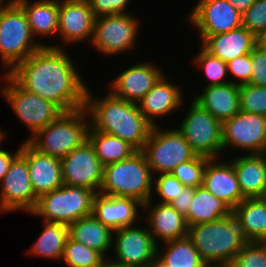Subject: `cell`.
<instances>
[{
    "instance_id": "38",
    "label": "cell",
    "mask_w": 266,
    "mask_h": 267,
    "mask_svg": "<svg viewBox=\"0 0 266 267\" xmlns=\"http://www.w3.org/2000/svg\"><path fill=\"white\" fill-rule=\"evenodd\" d=\"M226 267H266V242L245 244Z\"/></svg>"
},
{
    "instance_id": "37",
    "label": "cell",
    "mask_w": 266,
    "mask_h": 267,
    "mask_svg": "<svg viewBox=\"0 0 266 267\" xmlns=\"http://www.w3.org/2000/svg\"><path fill=\"white\" fill-rule=\"evenodd\" d=\"M240 111L266 116V87L252 84L239 86Z\"/></svg>"
},
{
    "instance_id": "42",
    "label": "cell",
    "mask_w": 266,
    "mask_h": 267,
    "mask_svg": "<svg viewBox=\"0 0 266 267\" xmlns=\"http://www.w3.org/2000/svg\"><path fill=\"white\" fill-rule=\"evenodd\" d=\"M131 0H88L95 18L114 14L131 13L128 6Z\"/></svg>"
},
{
    "instance_id": "18",
    "label": "cell",
    "mask_w": 266,
    "mask_h": 267,
    "mask_svg": "<svg viewBox=\"0 0 266 267\" xmlns=\"http://www.w3.org/2000/svg\"><path fill=\"white\" fill-rule=\"evenodd\" d=\"M95 17L88 0H59V19L57 37L63 43L76 42L90 44L93 37Z\"/></svg>"
},
{
    "instance_id": "4",
    "label": "cell",
    "mask_w": 266,
    "mask_h": 267,
    "mask_svg": "<svg viewBox=\"0 0 266 267\" xmlns=\"http://www.w3.org/2000/svg\"><path fill=\"white\" fill-rule=\"evenodd\" d=\"M153 174L141 150L129 158L103 166L99 194L133 198L145 204L152 198Z\"/></svg>"
},
{
    "instance_id": "33",
    "label": "cell",
    "mask_w": 266,
    "mask_h": 267,
    "mask_svg": "<svg viewBox=\"0 0 266 267\" xmlns=\"http://www.w3.org/2000/svg\"><path fill=\"white\" fill-rule=\"evenodd\" d=\"M163 244L157 245L156 256L168 267H200L204 264L188 237L169 240Z\"/></svg>"
},
{
    "instance_id": "24",
    "label": "cell",
    "mask_w": 266,
    "mask_h": 267,
    "mask_svg": "<svg viewBox=\"0 0 266 267\" xmlns=\"http://www.w3.org/2000/svg\"><path fill=\"white\" fill-rule=\"evenodd\" d=\"M256 45L257 37L243 25L225 33L207 36L200 43L207 52L226 63L250 53Z\"/></svg>"
},
{
    "instance_id": "32",
    "label": "cell",
    "mask_w": 266,
    "mask_h": 267,
    "mask_svg": "<svg viewBox=\"0 0 266 267\" xmlns=\"http://www.w3.org/2000/svg\"><path fill=\"white\" fill-rule=\"evenodd\" d=\"M87 140L93 146L101 164L106 166L129 158L137 150L128 142L89 127Z\"/></svg>"
},
{
    "instance_id": "25",
    "label": "cell",
    "mask_w": 266,
    "mask_h": 267,
    "mask_svg": "<svg viewBox=\"0 0 266 267\" xmlns=\"http://www.w3.org/2000/svg\"><path fill=\"white\" fill-rule=\"evenodd\" d=\"M230 158L245 198L266 197V153Z\"/></svg>"
},
{
    "instance_id": "47",
    "label": "cell",
    "mask_w": 266,
    "mask_h": 267,
    "mask_svg": "<svg viewBox=\"0 0 266 267\" xmlns=\"http://www.w3.org/2000/svg\"><path fill=\"white\" fill-rule=\"evenodd\" d=\"M257 45L266 51V30L257 37Z\"/></svg>"
},
{
    "instance_id": "6",
    "label": "cell",
    "mask_w": 266,
    "mask_h": 267,
    "mask_svg": "<svg viewBox=\"0 0 266 267\" xmlns=\"http://www.w3.org/2000/svg\"><path fill=\"white\" fill-rule=\"evenodd\" d=\"M36 40L18 4L0 6V59L6 73L42 46H48Z\"/></svg>"
},
{
    "instance_id": "10",
    "label": "cell",
    "mask_w": 266,
    "mask_h": 267,
    "mask_svg": "<svg viewBox=\"0 0 266 267\" xmlns=\"http://www.w3.org/2000/svg\"><path fill=\"white\" fill-rule=\"evenodd\" d=\"M140 22L132 12L97 17L90 46L110 58L130 52L136 49Z\"/></svg>"
},
{
    "instance_id": "11",
    "label": "cell",
    "mask_w": 266,
    "mask_h": 267,
    "mask_svg": "<svg viewBox=\"0 0 266 267\" xmlns=\"http://www.w3.org/2000/svg\"><path fill=\"white\" fill-rule=\"evenodd\" d=\"M188 107L189 111L176 129L196 155L210 159L221 158L222 123L194 100Z\"/></svg>"
},
{
    "instance_id": "21",
    "label": "cell",
    "mask_w": 266,
    "mask_h": 267,
    "mask_svg": "<svg viewBox=\"0 0 266 267\" xmlns=\"http://www.w3.org/2000/svg\"><path fill=\"white\" fill-rule=\"evenodd\" d=\"M165 73L155 83L152 89L137 103L139 111L153 125L157 123L158 118L171 116L173 112L179 110L184 102V93L179 84L169 82ZM176 110V111H175Z\"/></svg>"
},
{
    "instance_id": "3",
    "label": "cell",
    "mask_w": 266,
    "mask_h": 267,
    "mask_svg": "<svg viewBox=\"0 0 266 267\" xmlns=\"http://www.w3.org/2000/svg\"><path fill=\"white\" fill-rule=\"evenodd\" d=\"M187 237L204 263L225 267L245 244L251 243L241 219L233 210L218 220L188 226Z\"/></svg>"
},
{
    "instance_id": "34",
    "label": "cell",
    "mask_w": 266,
    "mask_h": 267,
    "mask_svg": "<svg viewBox=\"0 0 266 267\" xmlns=\"http://www.w3.org/2000/svg\"><path fill=\"white\" fill-rule=\"evenodd\" d=\"M61 261L67 267H100L106 259L96 250L69 237Z\"/></svg>"
},
{
    "instance_id": "36",
    "label": "cell",
    "mask_w": 266,
    "mask_h": 267,
    "mask_svg": "<svg viewBox=\"0 0 266 267\" xmlns=\"http://www.w3.org/2000/svg\"><path fill=\"white\" fill-rule=\"evenodd\" d=\"M209 160L210 158L196 155L193 159L175 167L171 174L184 186L197 188L203 185V174Z\"/></svg>"
},
{
    "instance_id": "49",
    "label": "cell",
    "mask_w": 266,
    "mask_h": 267,
    "mask_svg": "<svg viewBox=\"0 0 266 267\" xmlns=\"http://www.w3.org/2000/svg\"><path fill=\"white\" fill-rule=\"evenodd\" d=\"M19 0H0V6L17 4Z\"/></svg>"
},
{
    "instance_id": "14",
    "label": "cell",
    "mask_w": 266,
    "mask_h": 267,
    "mask_svg": "<svg viewBox=\"0 0 266 267\" xmlns=\"http://www.w3.org/2000/svg\"><path fill=\"white\" fill-rule=\"evenodd\" d=\"M0 185V214L20 210L29 214L34 210L38 198L32 188L26 156L21 151Z\"/></svg>"
},
{
    "instance_id": "15",
    "label": "cell",
    "mask_w": 266,
    "mask_h": 267,
    "mask_svg": "<svg viewBox=\"0 0 266 267\" xmlns=\"http://www.w3.org/2000/svg\"><path fill=\"white\" fill-rule=\"evenodd\" d=\"M186 20L198 29L201 43L207 36L240 27L242 14L227 0H198Z\"/></svg>"
},
{
    "instance_id": "12",
    "label": "cell",
    "mask_w": 266,
    "mask_h": 267,
    "mask_svg": "<svg viewBox=\"0 0 266 267\" xmlns=\"http://www.w3.org/2000/svg\"><path fill=\"white\" fill-rule=\"evenodd\" d=\"M113 254L108 261L119 267H148L157 255V244L146 226L134 225L113 231Z\"/></svg>"
},
{
    "instance_id": "52",
    "label": "cell",
    "mask_w": 266,
    "mask_h": 267,
    "mask_svg": "<svg viewBox=\"0 0 266 267\" xmlns=\"http://www.w3.org/2000/svg\"><path fill=\"white\" fill-rule=\"evenodd\" d=\"M6 132H4L1 128H0V144L2 143V141H4V138H6Z\"/></svg>"
},
{
    "instance_id": "7",
    "label": "cell",
    "mask_w": 266,
    "mask_h": 267,
    "mask_svg": "<svg viewBox=\"0 0 266 267\" xmlns=\"http://www.w3.org/2000/svg\"><path fill=\"white\" fill-rule=\"evenodd\" d=\"M96 194L85 187L63 184L58 189L41 195L30 215L40 217L42 222L69 225L92 214Z\"/></svg>"
},
{
    "instance_id": "29",
    "label": "cell",
    "mask_w": 266,
    "mask_h": 267,
    "mask_svg": "<svg viewBox=\"0 0 266 267\" xmlns=\"http://www.w3.org/2000/svg\"><path fill=\"white\" fill-rule=\"evenodd\" d=\"M232 209L204 186L195 188L194 196L185 215L188 226L209 223L227 216Z\"/></svg>"
},
{
    "instance_id": "27",
    "label": "cell",
    "mask_w": 266,
    "mask_h": 267,
    "mask_svg": "<svg viewBox=\"0 0 266 267\" xmlns=\"http://www.w3.org/2000/svg\"><path fill=\"white\" fill-rule=\"evenodd\" d=\"M33 37H56L58 32L59 0H19ZM41 36V37H40Z\"/></svg>"
},
{
    "instance_id": "8",
    "label": "cell",
    "mask_w": 266,
    "mask_h": 267,
    "mask_svg": "<svg viewBox=\"0 0 266 267\" xmlns=\"http://www.w3.org/2000/svg\"><path fill=\"white\" fill-rule=\"evenodd\" d=\"M0 78L6 84L0 88L3 98L8 102L17 118L25 124L30 137L55 120L63 111L49 100L37 94L26 91L8 73L4 72ZM7 81V82H6Z\"/></svg>"
},
{
    "instance_id": "5",
    "label": "cell",
    "mask_w": 266,
    "mask_h": 267,
    "mask_svg": "<svg viewBox=\"0 0 266 267\" xmlns=\"http://www.w3.org/2000/svg\"><path fill=\"white\" fill-rule=\"evenodd\" d=\"M88 117L85 107L62 112L28 142L40 153L62 159L87 141Z\"/></svg>"
},
{
    "instance_id": "17",
    "label": "cell",
    "mask_w": 266,
    "mask_h": 267,
    "mask_svg": "<svg viewBox=\"0 0 266 267\" xmlns=\"http://www.w3.org/2000/svg\"><path fill=\"white\" fill-rule=\"evenodd\" d=\"M154 63L143 62L134 64L115 76L108 90L116 97L137 104L165 73Z\"/></svg>"
},
{
    "instance_id": "30",
    "label": "cell",
    "mask_w": 266,
    "mask_h": 267,
    "mask_svg": "<svg viewBox=\"0 0 266 267\" xmlns=\"http://www.w3.org/2000/svg\"><path fill=\"white\" fill-rule=\"evenodd\" d=\"M43 223V230L33 245L28 249V254L61 261L64 247L69 238L68 225L64 223Z\"/></svg>"
},
{
    "instance_id": "39",
    "label": "cell",
    "mask_w": 266,
    "mask_h": 267,
    "mask_svg": "<svg viewBox=\"0 0 266 267\" xmlns=\"http://www.w3.org/2000/svg\"><path fill=\"white\" fill-rule=\"evenodd\" d=\"M156 176V177H155ZM185 186L171 173L154 175L152 197L157 196V203H170L178 197ZM156 195H155V194Z\"/></svg>"
},
{
    "instance_id": "50",
    "label": "cell",
    "mask_w": 266,
    "mask_h": 267,
    "mask_svg": "<svg viewBox=\"0 0 266 267\" xmlns=\"http://www.w3.org/2000/svg\"><path fill=\"white\" fill-rule=\"evenodd\" d=\"M200 267H225V266H223V265H219V264L204 263V264L201 265Z\"/></svg>"
},
{
    "instance_id": "48",
    "label": "cell",
    "mask_w": 266,
    "mask_h": 267,
    "mask_svg": "<svg viewBox=\"0 0 266 267\" xmlns=\"http://www.w3.org/2000/svg\"><path fill=\"white\" fill-rule=\"evenodd\" d=\"M148 267H168L165 265L157 256L155 259L150 263Z\"/></svg>"
},
{
    "instance_id": "20",
    "label": "cell",
    "mask_w": 266,
    "mask_h": 267,
    "mask_svg": "<svg viewBox=\"0 0 266 267\" xmlns=\"http://www.w3.org/2000/svg\"><path fill=\"white\" fill-rule=\"evenodd\" d=\"M20 151L26 156L29 177L37 198L63 185L61 159L40 153L25 140Z\"/></svg>"
},
{
    "instance_id": "22",
    "label": "cell",
    "mask_w": 266,
    "mask_h": 267,
    "mask_svg": "<svg viewBox=\"0 0 266 267\" xmlns=\"http://www.w3.org/2000/svg\"><path fill=\"white\" fill-rule=\"evenodd\" d=\"M142 210L143 204L136 199L97 193L93 200L92 214L103 225L114 231L122 227L134 226L137 222L140 223Z\"/></svg>"
},
{
    "instance_id": "13",
    "label": "cell",
    "mask_w": 266,
    "mask_h": 267,
    "mask_svg": "<svg viewBox=\"0 0 266 267\" xmlns=\"http://www.w3.org/2000/svg\"><path fill=\"white\" fill-rule=\"evenodd\" d=\"M230 147L248 155L266 153V117L240 111L222 122L223 155Z\"/></svg>"
},
{
    "instance_id": "31",
    "label": "cell",
    "mask_w": 266,
    "mask_h": 267,
    "mask_svg": "<svg viewBox=\"0 0 266 267\" xmlns=\"http://www.w3.org/2000/svg\"><path fill=\"white\" fill-rule=\"evenodd\" d=\"M233 211L251 242H266V197L245 198Z\"/></svg>"
},
{
    "instance_id": "2",
    "label": "cell",
    "mask_w": 266,
    "mask_h": 267,
    "mask_svg": "<svg viewBox=\"0 0 266 267\" xmlns=\"http://www.w3.org/2000/svg\"><path fill=\"white\" fill-rule=\"evenodd\" d=\"M102 98L94 97L87 87L85 109L93 130L104 132L142 150L153 125L139 111L138 105L114 96L109 90Z\"/></svg>"
},
{
    "instance_id": "44",
    "label": "cell",
    "mask_w": 266,
    "mask_h": 267,
    "mask_svg": "<svg viewBox=\"0 0 266 267\" xmlns=\"http://www.w3.org/2000/svg\"><path fill=\"white\" fill-rule=\"evenodd\" d=\"M194 192L195 188L185 186L178 197L173 199L169 204L174 207L179 213L185 216L188 213Z\"/></svg>"
},
{
    "instance_id": "26",
    "label": "cell",
    "mask_w": 266,
    "mask_h": 267,
    "mask_svg": "<svg viewBox=\"0 0 266 267\" xmlns=\"http://www.w3.org/2000/svg\"><path fill=\"white\" fill-rule=\"evenodd\" d=\"M201 91L193 100L221 123L240 112L239 85L203 86Z\"/></svg>"
},
{
    "instance_id": "35",
    "label": "cell",
    "mask_w": 266,
    "mask_h": 267,
    "mask_svg": "<svg viewBox=\"0 0 266 267\" xmlns=\"http://www.w3.org/2000/svg\"><path fill=\"white\" fill-rule=\"evenodd\" d=\"M193 58L194 64L204 71L207 84L205 86L223 85L230 82L227 64L218 57L211 55L202 46ZM228 78V79H227Z\"/></svg>"
},
{
    "instance_id": "51",
    "label": "cell",
    "mask_w": 266,
    "mask_h": 267,
    "mask_svg": "<svg viewBox=\"0 0 266 267\" xmlns=\"http://www.w3.org/2000/svg\"><path fill=\"white\" fill-rule=\"evenodd\" d=\"M100 267H119V266L114 265L110 263L108 260H106Z\"/></svg>"
},
{
    "instance_id": "40",
    "label": "cell",
    "mask_w": 266,
    "mask_h": 267,
    "mask_svg": "<svg viewBox=\"0 0 266 267\" xmlns=\"http://www.w3.org/2000/svg\"><path fill=\"white\" fill-rule=\"evenodd\" d=\"M242 25L256 37L266 30V0H255L242 14Z\"/></svg>"
},
{
    "instance_id": "45",
    "label": "cell",
    "mask_w": 266,
    "mask_h": 267,
    "mask_svg": "<svg viewBox=\"0 0 266 267\" xmlns=\"http://www.w3.org/2000/svg\"><path fill=\"white\" fill-rule=\"evenodd\" d=\"M21 144L16 149V152H11L0 147V182L6 175L13 159L20 153Z\"/></svg>"
},
{
    "instance_id": "1",
    "label": "cell",
    "mask_w": 266,
    "mask_h": 267,
    "mask_svg": "<svg viewBox=\"0 0 266 267\" xmlns=\"http://www.w3.org/2000/svg\"><path fill=\"white\" fill-rule=\"evenodd\" d=\"M66 48L42 46L8 74L26 91L57 105L63 112L85 107L87 83Z\"/></svg>"
},
{
    "instance_id": "43",
    "label": "cell",
    "mask_w": 266,
    "mask_h": 267,
    "mask_svg": "<svg viewBox=\"0 0 266 267\" xmlns=\"http://www.w3.org/2000/svg\"><path fill=\"white\" fill-rule=\"evenodd\" d=\"M250 56L252 61L250 84L266 87V51L256 45Z\"/></svg>"
},
{
    "instance_id": "16",
    "label": "cell",
    "mask_w": 266,
    "mask_h": 267,
    "mask_svg": "<svg viewBox=\"0 0 266 267\" xmlns=\"http://www.w3.org/2000/svg\"><path fill=\"white\" fill-rule=\"evenodd\" d=\"M63 184L85 187L99 193L103 165L87 140L61 159Z\"/></svg>"
},
{
    "instance_id": "41",
    "label": "cell",
    "mask_w": 266,
    "mask_h": 267,
    "mask_svg": "<svg viewBox=\"0 0 266 267\" xmlns=\"http://www.w3.org/2000/svg\"><path fill=\"white\" fill-rule=\"evenodd\" d=\"M226 64L228 76L231 77L229 78L230 83L239 86L250 84L252 74V61L250 53L236 57L233 60L228 61Z\"/></svg>"
},
{
    "instance_id": "28",
    "label": "cell",
    "mask_w": 266,
    "mask_h": 267,
    "mask_svg": "<svg viewBox=\"0 0 266 267\" xmlns=\"http://www.w3.org/2000/svg\"><path fill=\"white\" fill-rule=\"evenodd\" d=\"M69 237L99 252L106 260L112 251L113 230L98 221L93 214L68 225ZM107 256V257H106Z\"/></svg>"
},
{
    "instance_id": "9",
    "label": "cell",
    "mask_w": 266,
    "mask_h": 267,
    "mask_svg": "<svg viewBox=\"0 0 266 267\" xmlns=\"http://www.w3.org/2000/svg\"><path fill=\"white\" fill-rule=\"evenodd\" d=\"M141 151L153 176L171 173L175 167L196 156L183 135L175 127L164 130L160 125L152 127L148 140Z\"/></svg>"
},
{
    "instance_id": "19",
    "label": "cell",
    "mask_w": 266,
    "mask_h": 267,
    "mask_svg": "<svg viewBox=\"0 0 266 267\" xmlns=\"http://www.w3.org/2000/svg\"><path fill=\"white\" fill-rule=\"evenodd\" d=\"M154 198L153 196L147 203L143 204L142 210L144 211L142 213L146 212L142 215V219L146 218L149 223L148 229L154 242L158 245L169 240L187 237L188 224L185 216L169 203L154 202L153 200H157Z\"/></svg>"
},
{
    "instance_id": "46",
    "label": "cell",
    "mask_w": 266,
    "mask_h": 267,
    "mask_svg": "<svg viewBox=\"0 0 266 267\" xmlns=\"http://www.w3.org/2000/svg\"><path fill=\"white\" fill-rule=\"evenodd\" d=\"M234 8L243 14L255 2V0H227Z\"/></svg>"
},
{
    "instance_id": "23",
    "label": "cell",
    "mask_w": 266,
    "mask_h": 267,
    "mask_svg": "<svg viewBox=\"0 0 266 267\" xmlns=\"http://www.w3.org/2000/svg\"><path fill=\"white\" fill-rule=\"evenodd\" d=\"M202 186L232 210L245 199L239 188L234 167L229 160L210 159L204 170Z\"/></svg>"
}]
</instances>
